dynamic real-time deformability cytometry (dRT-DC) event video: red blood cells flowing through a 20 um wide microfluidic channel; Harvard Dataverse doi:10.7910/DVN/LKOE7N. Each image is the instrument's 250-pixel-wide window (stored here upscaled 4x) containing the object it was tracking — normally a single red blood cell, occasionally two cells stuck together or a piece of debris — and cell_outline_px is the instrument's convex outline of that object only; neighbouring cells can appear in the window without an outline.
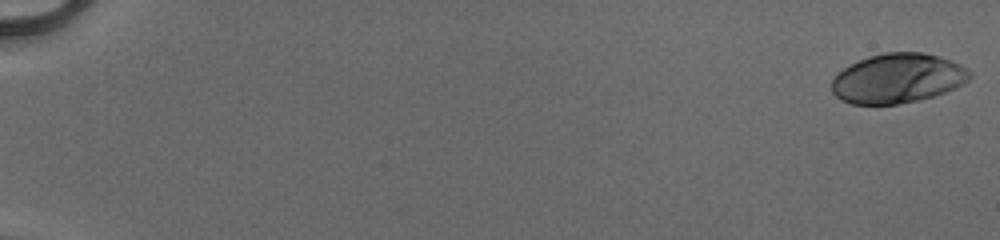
{"species": "human", "species_latin": "Homo sapiens", "temperature_condition": "cold", "stored_images_in_passage": 21, "camera_frame_rate_fps": 3000, "um_per_image_px": 0.085, "donor": {"sex": "male"}, "frame": {"image": 1, "passage_image": 1, "time_ms": 0.0, "image_size_px": [1000, 240], "cell_outline_px": [[972, 76], [964, 84], [956, 88], [920, 100], [896, 104], [852, 104], [840, 100], [832, 92], [832, 80], [844, 68], [868, 56], [884, 52], [924, 52], [940, 56], [952, 60], [968, 68], [972, 72]], "centroid_in_image_um": [76.35, 6.65], "position_along_channel_um": 8.7, "area_um2": 40.06}}
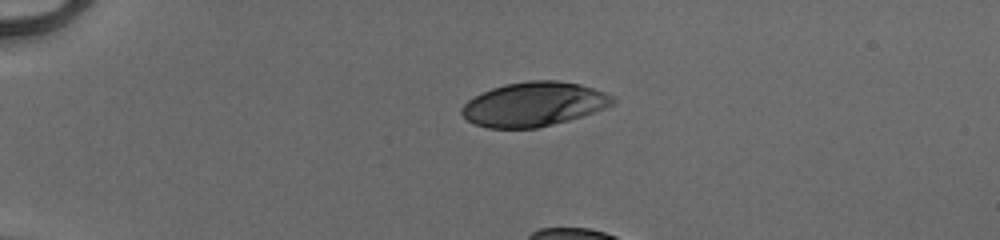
{"frame": {"image": 2, "passage_image": 14, "time_ms": 4.333, "image_size_px": [1000, 240], "cell_outline_px": [[616, 100], [612, 104], [604, 108], [568, 120], [536, 128], [488, 128], [476, 124], [468, 120], [460, 112], [460, 108], [468, 100], [492, 88], [504, 84], [528, 80], [556, 80], [580, 84], [616, 96]], "centroid_in_image_um": [45.37, 8.85], "position_along_channel_um": 39.6, "area_um2": 38.67}}